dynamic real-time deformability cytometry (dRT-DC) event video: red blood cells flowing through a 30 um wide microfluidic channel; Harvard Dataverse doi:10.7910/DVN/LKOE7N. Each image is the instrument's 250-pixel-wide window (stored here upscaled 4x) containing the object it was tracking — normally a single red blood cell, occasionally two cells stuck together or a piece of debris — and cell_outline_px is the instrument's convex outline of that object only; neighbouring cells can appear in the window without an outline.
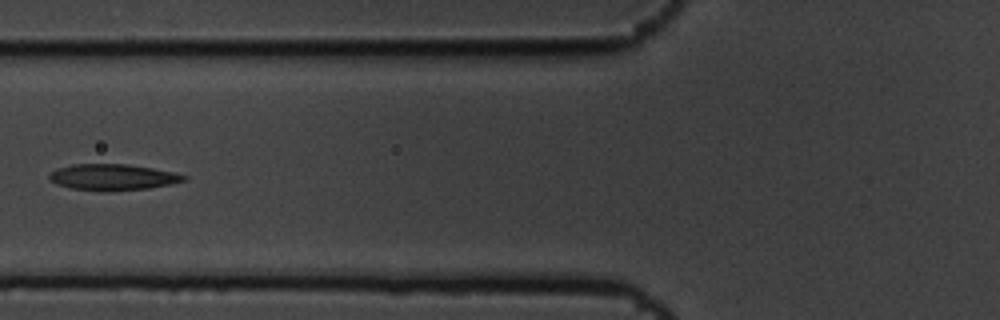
{"species": "common noctule bat (a hibernating species)", "species_latin": "Nyctalus noctula", "temperature_condition": "cold", "stored_images_in_passage": 7, "camera_frame_rate_fps": 3000, "um_per_image_px": 0.085, "animal": {"sex": "male", "body_mass_g": 19.5, "forearm_length_mm": 54.6}, "frame": {"image": 1, "passage_image": 4, "time_ms": 1.0, "image_size_px": [1000, 320], "cell_outline_px": [[188, 180], [172, 184], [148, 188], [104, 192], [72, 188], [56, 184], [48, 176], [56, 168], [72, 164], [128, 164], [176, 172], [188, 176]], "centroid_in_image_um": [9.63, 15.06], "position_along_channel_um": 116.2, "area_um2": 20.69}}
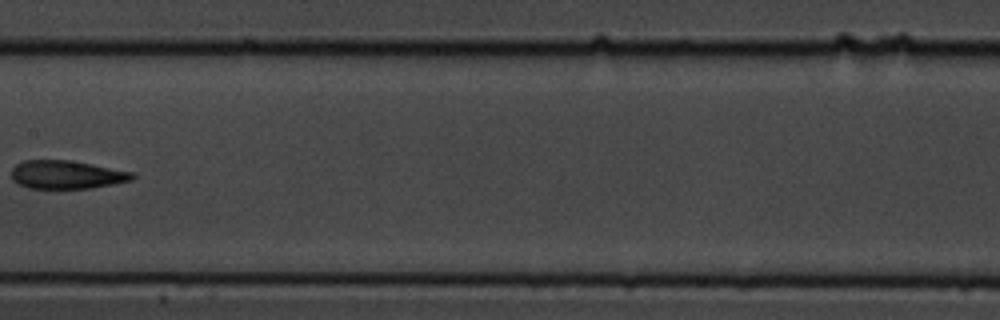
{"frame": {"image": 2, "passage_image": 6, "time_ms": 1.667, "image_size_px": [1000, 320], "cell_outline_px": [[136, 176], [132, 180], [92, 188], [28, 188], [12, 180], [12, 168], [16, 164], [24, 160], [68, 160], [136, 172]], "centroid_in_image_um": [5.69, 14.84], "position_along_channel_um": 201.7, "area_um2": 19.94}}
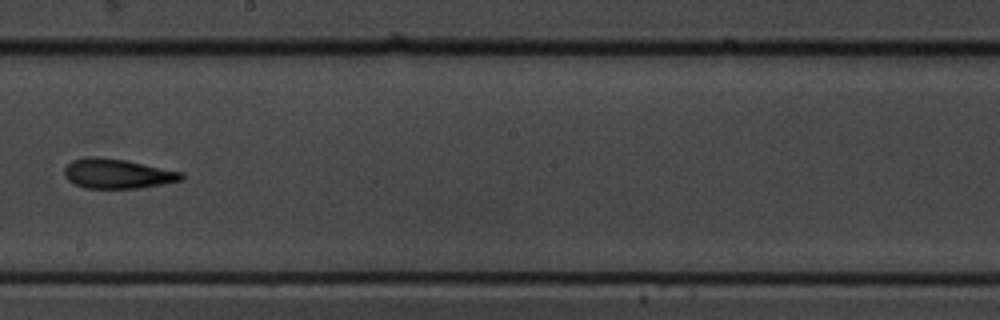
{"frame": {"image": 3, "passage_image": 7, "time_ms": 2.0, "image_size_px": [1000, 320], "cell_outline_px": [[184, 180], [140, 188], [84, 188], [68, 180], [64, 176], [64, 168], [72, 160], [84, 156], [96, 156], [124, 160], [184, 172]], "centroid_in_image_um": [9.98, 14.76], "position_along_channel_um": 238.2, "area_um2": 20.35}}